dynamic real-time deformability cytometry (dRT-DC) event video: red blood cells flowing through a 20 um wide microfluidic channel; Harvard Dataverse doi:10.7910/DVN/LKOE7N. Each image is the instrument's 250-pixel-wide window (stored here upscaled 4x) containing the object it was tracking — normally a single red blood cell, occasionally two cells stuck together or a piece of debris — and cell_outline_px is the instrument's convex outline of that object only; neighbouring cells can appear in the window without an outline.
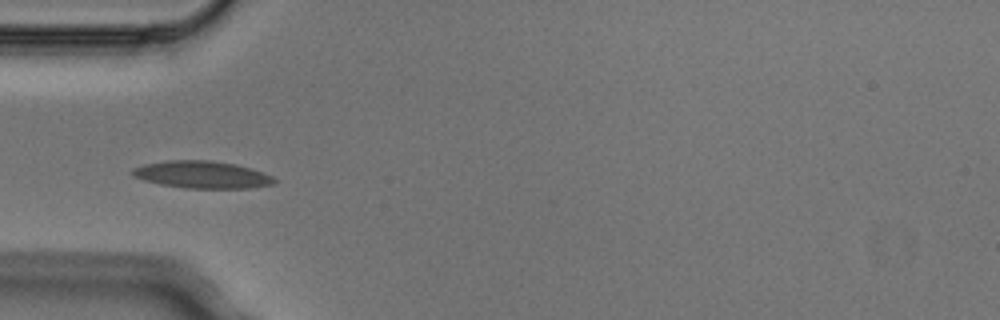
{"species": "Egyptian fruit bat (a non-hibernating species)", "species_latin": "Rousettus aegyptiacus", "temperature_condition": "cold", "stored_images_in_passage": 7, "camera_frame_rate_fps": 3000, "um_per_image_px": 0.085, "animal": {"sex": "male"}, "frame": {"image": 1, "passage_image": 5, "time_ms": 1.333, "image_size_px": [1000, 320], "cell_outline_px": [[276, 180], [272, 184], [248, 188], [184, 188], [160, 184], [144, 180], [132, 176], [132, 168], [144, 164], [168, 160], [212, 160], [236, 164], [272, 176]], "centroid_in_image_um": [17.12, 14.84], "position_along_channel_um": 67.9, "area_um2": 22.37}}
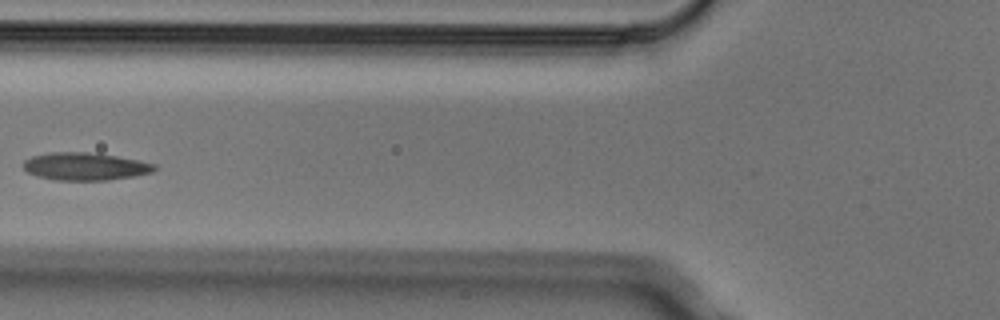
{"frame": {"image": 2, "passage_image": 6, "time_ms": 1.667, "image_size_px": [1000, 320], "cell_outline_px": [[156, 168], [152, 172], [136, 176], [108, 180], [52, 180], [36, 176], [28, 172], [24, 168], [24, 160], [32, 156], [48, 152], [88, 152], [116, 156], [156, 164]], "centroid_in_image_um": [7.21, 14.15], "position_along_channel_um": 118.6, "area_um2": 21.15}}
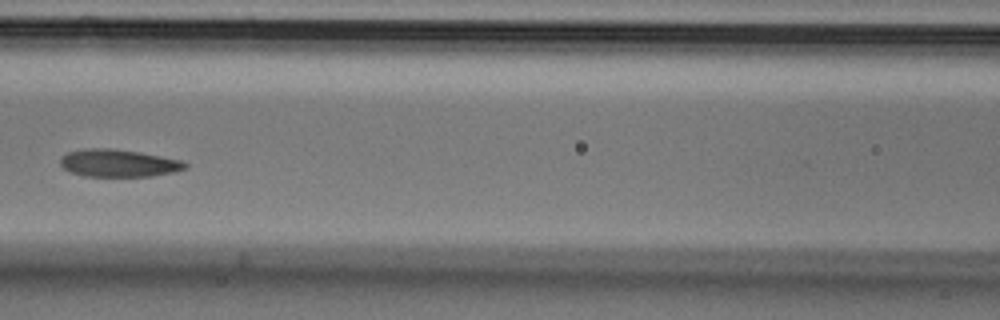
{"frame": {"image": 3, "passage_image": 7, "time_ms": 2.0, "image_size_px": [1000, 320], "cell_outline_px": [[188, 168], [172, 172], [152, 176], [84, 176], [72, 172], [64, 168], [60, 164], [60, 156], [68, 152], [88, 148], [112, 148], [140, 152], [180, 160], [188, 164]], "centroid_in_image_um": [10.06, 13.86], "position_along_channel_um": 156.5, "area_um2": 19.94}}